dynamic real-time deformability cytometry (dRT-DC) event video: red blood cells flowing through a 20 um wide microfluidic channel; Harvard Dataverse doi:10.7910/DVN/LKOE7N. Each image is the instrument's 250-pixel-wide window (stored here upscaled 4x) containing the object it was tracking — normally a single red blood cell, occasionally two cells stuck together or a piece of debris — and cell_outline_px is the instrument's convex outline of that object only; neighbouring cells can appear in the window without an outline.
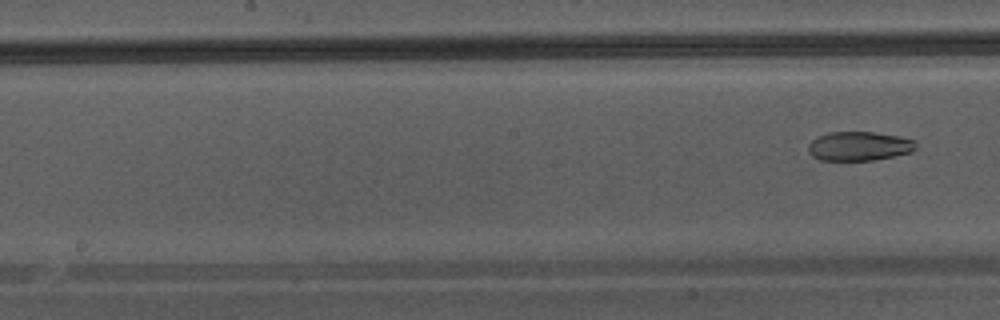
{"species": "Egyptian fruit bat (a non-hibernating species)", "species_latin": "Rousettus aegyptiacus", "temperature_condition": "warm", "stored_images_in_passage": 8, "camera_frame_rate_fps": 3000, "um_per_image_px": 0.085, "animal": {"sex": "male"}, "frame": {"image": 1, "passage_image": 8, "time_ms": 9.333, "image_size_px": [1000, 320], "cell_outline_px": [[916, 148], [912, 152], [872, 160], [820, 160], [812, 156], [808, 152], [808, 144], [816, 136], [828, 132], [872, 132], [900, 136], [916, 140]], "centroid_in_image_um": [73.01, 12.41], "position_along_channel_um": 175.2, "area_um2": 18.38}}